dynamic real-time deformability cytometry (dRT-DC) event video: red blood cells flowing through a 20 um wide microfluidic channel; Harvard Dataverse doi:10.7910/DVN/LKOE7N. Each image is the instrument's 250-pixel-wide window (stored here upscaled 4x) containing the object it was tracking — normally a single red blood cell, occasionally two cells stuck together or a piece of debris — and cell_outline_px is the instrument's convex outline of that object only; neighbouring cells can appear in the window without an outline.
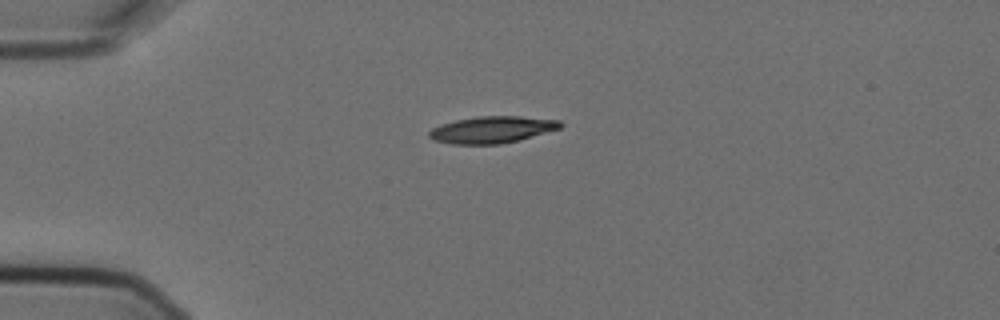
{"species": "Egyptian fruit bat (a non-hibernating species)", "species_latin": "Rousettus aegyptiacus", "temperature_condition": "cold", "stored_images_in_passage": 3, "camera_frame_rate_fps": 3000, "um_per_image_px": 0.085, "animal": {"sex": "female"}, "frame": {"image": 1, "passage_image": 3, "time_ms": 0.667, "image_size_px": [1000, 320], "cell_outline_px": [[564, 124], [560, 128], [520, 140], [500, 144], [452, 144], [436, 140], [428, 136], [428, 132], [432, 128], [440, 124], [456, 120], [476, 116], [520, 116], [560, 120]], "centroid_in_image_um": [41.83, 11.01], "position_along_channel_um": 43.2, "area_um2": 20.52}}